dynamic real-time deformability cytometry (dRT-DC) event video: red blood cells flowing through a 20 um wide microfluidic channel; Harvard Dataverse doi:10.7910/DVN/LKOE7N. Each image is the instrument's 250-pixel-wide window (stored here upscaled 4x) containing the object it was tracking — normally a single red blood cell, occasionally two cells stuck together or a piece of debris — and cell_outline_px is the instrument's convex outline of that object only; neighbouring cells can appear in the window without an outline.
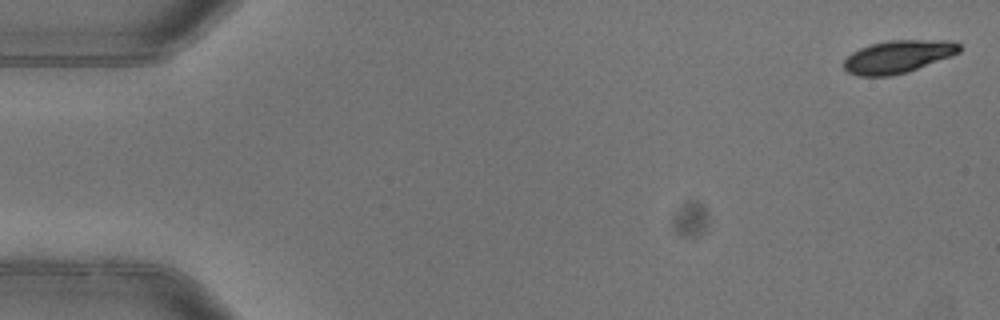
{"species": "common noctule bat (a hibernating species)", "species_latin": "Nyctalus noctula", "temperature_condition": "warm", "stored_images_in_passage": 4, "camera_frame_rate_fps": 3000, "um_per_image_px": 0.085, "animal": {"sex": "female"}, "frame": {"image": 1, "passage_image": 1, "time_ms": 0.0, "image_size_px": [1000, 320], "cell_outline_px": [[960, 52], [952, 56], [908, 72], [892, 76], [860, 76], [848, 72], [844, 68], [844, 60], [852, 52], [868, 44], [888, 40], [952, 40], [960, 44]], "centroid_in_image_um": [76.35, 4.81], "position_along_channel_um": 8.7, "area_um2": 22.25}}